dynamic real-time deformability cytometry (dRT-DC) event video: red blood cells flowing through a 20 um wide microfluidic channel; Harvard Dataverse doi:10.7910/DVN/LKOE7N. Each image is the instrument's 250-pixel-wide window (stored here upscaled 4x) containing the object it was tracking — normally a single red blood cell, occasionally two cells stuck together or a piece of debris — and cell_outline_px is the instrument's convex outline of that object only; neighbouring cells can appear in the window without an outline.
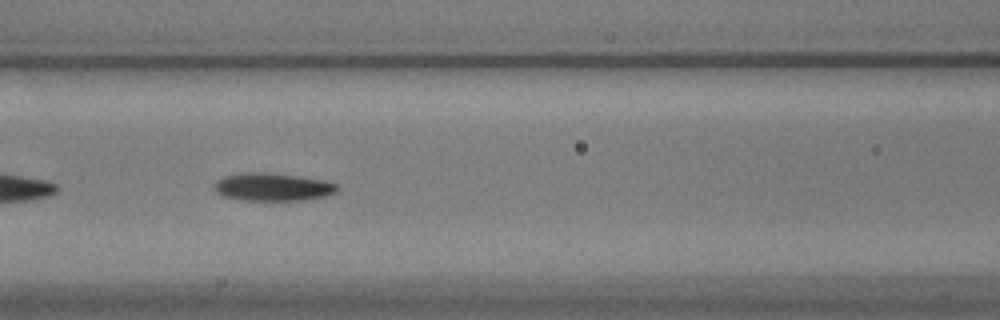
{"species": "common noctule bat (a hibernating species)", "species_latin": "Nyctalus noctula", "temperature_condition": "warm", "stored_images_in_passage": 35, "camera_frame_rate_fps": 3000, "um_per_image_px": 0.085, "animal": {"sex": "male", "body_mass_g": 17.9}, "frame": {"image": 1, "passage_image": 10, "time_ms": 3.0, "image_size_px": [1000, 320], "cell_outline_px": [[340, 188], [336, 192], [324, 196], [304, 200], [244, 200], [224, 196], [216, 192], [216, 180], [224, 176], [240, 172], [268, 172], [324, 180], [336, 184]], "centroid_in_image_um": [23.18, 15.88], "position_along_channel_um": 143.4, "area_um2": 19.88}}
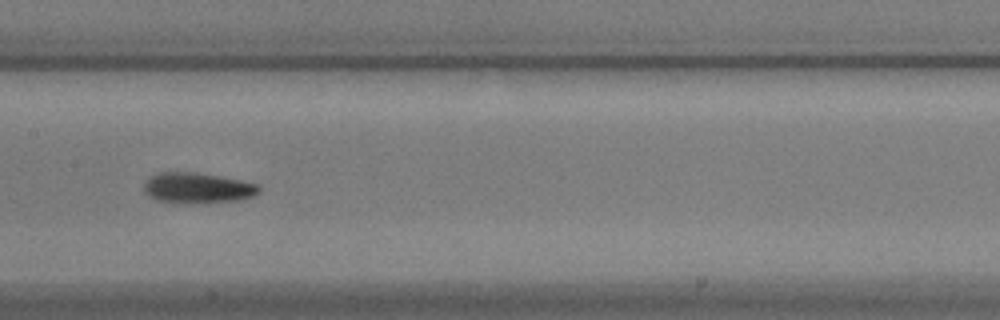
{"frame": {"image": 2, "passage_image": 14, "time_ms": 4.333, "image_size_px": [1000, 320], "cell_outline_px": [[260, 192], [252, 196], [236, 200], [192, 204], [188, 204], [156, 200], [148, 196], [144, 192], [144, 184], [152, 176], [160, 172], [196, 172], [220, 176], [260, 184]], "centroid_in_image_um": [16.79, 15.98], "position_along_channel_um": 190.6, "area_um2": 20.58}}
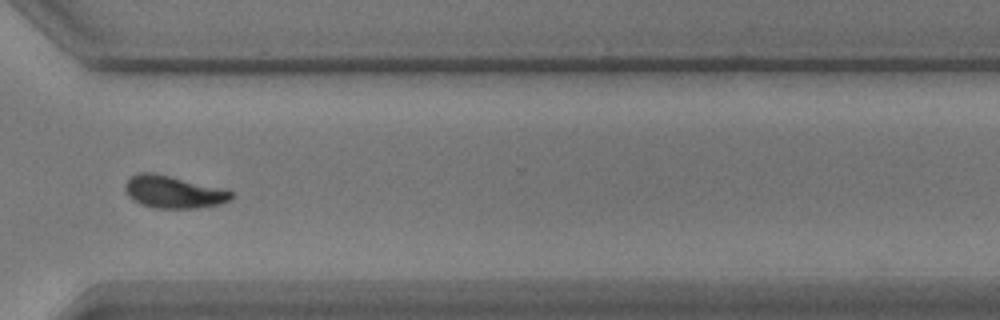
{"frame": {"image": 3, "passage_image": 28, "time_ms": 9.0, "image_size_px": [1000, 320], "cell_outline_px": [[232, 196], [228, 200], [220, 204], [196, 208], [156, 208], [140, 204], [132, 200], [124, 192], [124, 184], [132, 176], [140, 172], [156, 172], [232, 192]], "centroid_in_image_um": [14.64, 16.32], "position_along_channel_um": 356.0, "area_um2": 19.77}, "authors_computed_cell_mechanics": {"area_um2": 20.1144, "velocity_mm_per_s": 3.5407, "shape_relaxation_time_tau1_ms": 3.8641, "shape_relaxation_time_tau2_ms": 2.2981, "deformation_change_tau1": 0.1262, "deformation_change_tau2": 0.0721}}